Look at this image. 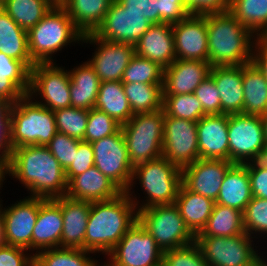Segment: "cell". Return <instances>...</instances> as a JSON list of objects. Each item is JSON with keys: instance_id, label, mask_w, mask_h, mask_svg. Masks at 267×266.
<instances>
[{"instance_id": "17", "label": "cell", "mask_w": 267, "mask_h": 266, "mask_svg": "<svg viewBox=\"0 0 267 266\" xmlns=\"http://www.w3.org/2000/svg\"><path fill=\"white\" fill-rule=\"evenodd\" d=\"M0 210L5 244L32 251V233L39 213V197H28Z\"/></svg>"}, {"instance_id": "57", "label": "cell", "mask_w": 267, "mask_h": 266, "mask_svg": "<svg viewBox=\"0 0 267 266\" xmlns=\"http://www.w3.org/2000/svg\"><path fill=\"white\" fill-rule=\"evenodd\" d=\"M13 104L0 98V121H11L10 110Z\"/></svg>"}, {"instance_id": "37", "label": "cell", "mask_w": 267, "mask_h": 266, "mask_svg": "<svg viewBox=\"0 0 267 266\" xmlns=\"http://www.w3.org/2000/svg\"><path fill=\"white\" fill-rule=\"evenodd\" d=\"M53 6L45 0H6L2 8L23 29L37 25Z\"/></svg>"}, {"instance_id": "65", "label": "cell", "mask_w": 267, "mask_h": 266, "mask_svg": "<svg viewBox=\"0 0 267 266\" xmlns=\"http://www.w3.org/2000/svg\"><path fill=\"white\" fill-rule=\"evenodd\" d=\"M2 5H3V3L0 1V10L2 9Z\"/></svg>"}, {"instance_id": "25", "label": "cell", "mask_w": 267, "mask_h": 266, "mask_svg": "<svg viewBox=\"0 0 267 266\" xmlns=\"http://www.w3.org/2000/svg\"><path fill=\"white\" fill-rule=\"evenodd\" d=\"M219 90L221 114H240L243 111V65L212 66L209 74Z\"/></svg>"}, {"instance_id": "39", "label": "cell", "mask_w": 267, "mask_h": 266, "mask_svg": "<svg viewBox=\"0 0 267 266\" xmlns=\"http://www.w3.org/2000/svg\"><path fill=\"white\" fill-rule=\"evenodd\" d=\"M164 68L137 54L131 58L124 70L122 83L163 84Z\"/></svg>"}, {"instance_id": "48", "label": "cell", "mask_w": 267, "mask_h": 266, "mask_svg": "<svg viewBox=\"0 0 267 266\" xmlns=\"http://www.w3.org/2000/svg\"><path fill=\"white\" fill-rule=\"evenodd\" d=\"M94 166V150L91 143L81 141L78 144L72 164L65 170L67 183L75 176Z\"/></svg>"}, {"instance_id": "28", "label": "cell", "mask_w": 267, "mask_h": 266, "mask_svg": "<svg viewBox=\"0 0 267 266\" xmlns=\"http://www.w3.org/2000/svg\"><path fill=\"white\" fill-rule=\"evenodd\" d=\"M214 204L212 199L188 190L183 184L175 200L185 225L194 236L206 225Z\"/></svg>"}, {"instance_id": "51", "label": "cell", "mask_w": 267, "mask_h": 266, "mask_svg": "<svg viewBox=\"0 0 267 266\" xmlns=\"http://www.w3.org/2000/svg\"><path fill=\"white\" fill-rule=\"evenodd\" d=\"M29 250L3 244L0 246V266H34V255ZM27 254V255H26Z\"/></svg>"}, {"instance_id": "31", "label": "cell", "mask_w": 267, "mask_h": 266, "mask_svg": "<svg viewBox=\"0 0 267 266\" xmlns=\"http://www.w3.org/2000/svg\"><path fill=\"white\" fill-rule=\"evenodd\" d=\"M0 52L22 61L29 69L35 65L29 53L27 31L3 8L0 10Z\"/></svg>"}, {"instance_id": "22", "label": "cell", "mask_w": 267, "mask_h": 266, "mask_svg": "<svg viewBox=\"0 0 267 266\" xmlns=\"http://www.w3.org/2000/svg\"><path fill=\"white\" fill-rule=\"evenodd\" d=\"M211 67L207 61L176 59L164 69L163 95L194 93L209 76Z\"/></svg>"}, {"instance_id": "63", "label": "cell", "mask_w": 267, "mask_h": 266, "mask_svg": "<svg viewBox=\"0 0 267 266\" xmlns=\"http://www.w3.org/2000/svg\"><path fill=\"white\" fill-rule=\"evenodd\" d=\"M260 38L267 40V30L260 36Z\"/></svg>"}, {"instance_id": "12", "label": "cell", "mask_w": 267, "mask_h": 266, "mask_svg": "<svg viewBox=\"0 0 267 266\" xmlns=\"http://www.w3.org/2000/svg\"><path fill=\"white\" fill-rule=\"evenodd\" d=\"M55 63H36L30 69L28 92L31 99L39 95L43 100L35 102L52 111L71 107L69 72Z\"/></svg>"}, {"instance_id": "11", "label": "cell", "mask_w": 267, "mask_h": 266, "mask_svg": "<svg viewBox=\"0 0 267 266\" xmlns=\"http://www.w3.org/2000/svg\"><path fill=\"white\" fill-rule=\"evenodd\" d=\"M229 161L245 164L260 160L265 144L261 116L228 115Z\"/></svg>"}, {"instance_id": "19", "label": "cell", "mask_w": 267, "mask_h": 266, "mask_svg": "<svg viewBox=\"0 0 267 266\" xmlns=\"http://www.w3.org/2000/svg\"><path fill=\"white\" fill-rule=\"evenodd\" d=\"M232 162L222 159H198L182 169V184L190 191L216 201Z\"/></svg>"}, {"instance_id": "50", "label": "cell", "mask_w": 267, "mask_h": 266, "mask_svg": "<svg viewBox=\"0 0 267 266\" xmlns=\"http://www.w3.org/2000/svg\"><path fill=\"white\" fill-rule=\"evenodd\" d=\"M157 5L160 23H178L191 14L184 0H157Z\"/></svg>"}, {"instance_id": "58", "label": "cell", "mask_w": 267, "mask_h": 266, "mask_svg": "<svg viewBox=\"0 0 267 266\" xmlns=\"http://www.w3.org/2000/svg\"><path fill=\"white\" fill-rule=\"evenodd\" d=\"M5 175L6 174V165L0 161V189H1V185L3 184L4 180H5Z\"/></svg>"}, {"instance_id": "53", "label": "cell", "mask_w": 267, "mask_h": 266, "mask_svg": "<svg viewBox=\"0 0 267 266\" xmlns=\"http://www.w3.org/2000/svg\"><path fill=\"white\" fill-rule=\"evenodd\" d=\"M191 14H208L229 10L230 0H184Z\"/></svg>"}, {"instance_id": "23", "label": "cell", "mask_w": 267, "mask_h": 266, "mask_svg": "<svg viewBox=\"0 0 267 266\" xmlns=\"http://www.w3.org/2000/svg\"><path fill=\"white\" fill-rule=\"evenodd\" d=\"M122 191L95 166L67 183L65 196L73 200L98 202L116 198Z\"/></svg>"}, {"instance_id": "21", "label": "cell", "mask_w": 267, "mask_h": 266, "mask_svg": "<svg viewBox=\"0 0 267 266\" xmlns=\"http://www.w3.org/2000/svg\"><path fill=\"white\" fill-rule=\"evenodd\" d=\"M199 156L229 161L228 115H204L197 121Z\"/></svg>"}, {"instance_id": "20", "label": "cell", "mask_w": 267, "mask_h": 266, "mask_svg": "<svg viewBox=\"0 0 267 266\" xmlns=\"http://www.w3.org/2000/svg\"><path fill=\"white\" fill-rule=\"evenodd\" d=\"M63 225L61 197H39V213L32 233V251H37L33 255L46 249L61 248Z\"/></svg>"}, {"instance_id": "55", "label": "cell", "mask_w": 267, "mask_h": 266, "mask_svg": "<svg viewBox=\"0 0 267 266\" xmlns=\"http://www.w3.org/2000/svg\"><path fill=\"white\" fill-rule=\"evenodd\" d=\"M26 94L6 76H0V98L7 100L11 104L24 97Z\"/></svg>"}, {"instance_id": "1", "label": "cell", "mask_w": 267, "mask_h": 266, "mask_svg": "<svg viewBox=\"0 0 267 266\" xmlns=\"http://www.w3.org/2000/svg\"><path fill=\"white\" fill-rule=\"evenodd\" d=\"M6 174L17 178L30 190V197L54 199L65 196L67 191L65 170L47 146L29 145L13 149Z\"/></svg>"}, {"instance_id": "7", "label": "cell", "mask_w": 267, "mask_h": 266, "mask_svg": "<svg viewBox=\"0 0 267 266\" xmlns=\"http://www.w3.org/2000/svg\"><path fill=\"white\" fill-rule=\"evenodd\" d=\"M164 110L134 114L121 125L133 166L162 157Z\"/></svg>"}, {"instance_id": "46", "label": "cell", "mask_w": 267, "mask_h": 266, "mask_svg": "<svg viewBox=\"0 0 267 266\" xmlns=\"http://www.w3.org/2000/svg\"><path fill=\"white\" fill-rule=\"evenodd\" d=\"M80 142L81 140L57 132L47 144V148L60 163L61 167L66 170L72 164Z\"/></svg>"}, {"instance_id": "49", "label": "cell", "mask_w": 267, "mask_h": 266, "mask_svg": "<svg viewBox=\"0 0 267 266\" xmlns=\"http://www.w3.org/2000/svg\"><path fill=\"white\" fill-rule=\"evenodd\" d=\"M245 165L248 168L252 196L267 199V163L257 160Z\"/></svg>"}, {"instance_id": "41", "label": "cell", "mask_w": 267, "mask_h": 266, "mask_svg": "<svg viewBox=\"0 0 267 266\" xmlns=\"http://www.w3.org/2000/svg\"><path fill=\"white\" fill-rule=\"evenodd\" d=\"M54 112L55 123L59 133L83 141L86 132L89 110L68 107Z\"/></svg>"}, {"instance_id": "62", "label": "cell", "mask_w": 267, "mask_h": 266, "mask_svg": "<svg viewBox=\"0 0 267 266\" xmlns=\"http://www.w3.org/2000/svg\"><path fill=\"white\" fill-rule=\"evenodd\" d=\"M260 160L264 163H267V140H265L264 150H263Z\"/></svg>"}, {"instance_id": "64", "label": "cell", "mask_w": 267, "mask_h": 266, "mask_svg": "<svg viewBox=\"0 0 267 266\" xmlns=\"http://www.w3.org/2000/svg\"><path fill=\"white\" fill-rule=\"evenodd\" d=\"M260 266H267V262L262 258Z\"/></svg>"}, {"instance_id": "16", "label": "cell", "mask_w": 267, "mask_h": 266, "mask_svg": "<svg viewBox=\"0 0 267 266\" xmlns=\"http://www.w3.org/2000/svg\"><path fill=\"white\" fill-rule=\"evenodd\" d=\"M82 42L98 46L88 63L96 71L100 81H121L124 70L135 54L134 45L105 41L94 33L83 35Z\"/></svg>"}, {"instance_id": "18", "label": "cell", "mask_w": 267, "mask_h": 266, "mask_svg": "<svg viewBox=\"0 0 267 266\" xmlns=\"http://www.w3.org/2000/svg\"><path fill=\"white\" fill-rule=\"evenodd\" d=\"M172 29L176 59L208 62L206 14H190Z\"/></svg>"}, {"instance_id": "34", "label": "cell", "mask_w": 267, "mask_h": 266, "mask_svg": "<svg viewBox=\"0 0 267 266\" xmlns=\"http://www.w3.org/2000/svg\"><path fill=\"white\" fill-rule=\"evenodd\" d=\"M243 233V212L215 203L206 225L196 236L232 237Z\"/></svg>"}, {"instance_id": "42", "label": "cell", "mask_w": 267, "mask_h": 266, "mask_svg": "<svg viewBox=\"0 0 267 266\" xmlns=\"http://www.w3.org/2000/svg\"><path fill=\"white\" fill-rule=\"evenodd\" d=\"M121 129V124L98 109L89 110L84 142L92 143L111 136Z\"/></svg>"}, {"instance_id": "29", "label": "cell", "mask_w": 267, "mask_h": 266, "mask_svg": "<svg viewBox=\"0 0 267 266\" xmlns=\"http://www.w3.org/2000/svg\"><path fill=\"white\" fill-rule=\"evenodd\" d=\"M68 72L71 79V107L91 110L94 108L101 84L96 71L86 61Z\"/></svg>"}, {"instance_id": "9", "label": "cell", "mask_w": 267, "mask_h": 266, "mask_svg": "<svg viewBox=\"0 0 267 266\" xmlns=\"http://www.w3.org/2000/svg\"><path fill=\"white\" fill-rule=\"evenodd\" d=\"M252 238L246 233L232 237L195 236V243L210 266H260L263 257L254 249Z\"/></svg>"}, {"instance_id": "54", "label": "cell", "mask_w": 267, "mask_h": 266, "mask_svg": "<svg viewBox=\"0 0 267 266\" xmlns=\"http://www.w3.org/2000/svg\"><path fill=\"white\" fill-rule=\"evenodd\" d=\"M11 121H0V161L7 165L13 151Z\"/></svg>"}, {"instance_id": "15", "label": "cell", "mask_w": 267, "mask_h": 266, "mask_svg": "<svg viewBox=\"0 0 267 266\" xmlns=\"http://www.w3.org/2000/svg\"><path fill=\"white\" fill-rule=\"evenodd\" d=\"M151 25L141 13L129 12L117 0H113L94 34L105 41L135 45Z\"/></svg>"}, {"instance_id": "52", "label": "cell", "mask_w": 267, "mask_h": 266, "mask_svg": "<svg viewBox=\"0 0 267 266\" xmlns=\"http://www.w3.org/2000/svg\"><path fill=\"white\" fill-rule=\"evenodd\" d=\"M125 10L141 13L152 24L160 23L157 0H117Z\"/></svg>"}, {"instance_id": "44", "label": "cell", "mask_w": 267, "mask_h": 266, "mask_svg": "<svg viewBox=\"0 0 267 266\" xmlns=\"http://www.w3.org/2000/svg\"><path fill=\"white\" fill-rule=\"evenodd\" d=\"M162 266H210L203 258L200 247L194 242L185 247L163 252Z\"/></svg>"}, {"instance_id": "32", "label": "cell", "mask_w": 267, "mask_h": 266, "mask_svg": "<svg viewBox=\"0 0 267 266\" xmlns=\"http://www.w3.org/2000/svg\"><path fill=\"white\" fill-rule=\"evenodd\" d=\"M244 103L242 114L262 116L267 112V80L254 62L243 64Z\"/></svg>"}, {"instance_id": "33", "label": "cell", "mask_w": 267, "mask_h": 266, "mask_svg": "<svg viewBox=\"0 0 267 266\" xmlns=\"http://www.w3.org/2000/svg\"><path fill=\"white\" fill-rule=\"evenodd\" d=\"M94 108L105 112L121 125L134 115L121 81L101 82Z\"/></svg>"}, {"instance_id": "27", "label": "cell", "mask_w": 267, "mask_h": 266, "mask_svg": "<svg viewBox=\"0 0 267 266\" xmlns=\"http://www.w3.org/2000/svg\"><path fill=\"white\" fill-rule=\"evenodd\" d=\"M252 197L247 166L233 164L225 173L215 203L244 212Z\"/></svg>"}, {"instance_id": "13", "label": "cell", "mask_w": 267, "mask_h": 266, "mask_svg": "<svg viewBox=\"0 0 267 266\" xmlns=\"http://www.w3.org/2000/svg\"><path fill=\"white\" fill-rule=\"evenodd\" d=\"M94 166L122 192H127L132 182L133 168L122 129L115 134L91 143Z\"/></svg>"}, {"instance_id": "3", "label": "cell", "mask_w": 267, "mask_h": 266, "mask_svg": "<svg viewBox=\"0 0 267 266\" xmlns=\"http://www.w3.org/2000/svg\"><path fill=\"white\" fill-rule=\"evenodd\" d=\"M206 26L211 66H240L253 62L257 37L229 11L206 14Z\"/></svg>"}, {"instance_id": "43", "label": "cell", "mask_w": 267, "mask_h": 266, "mask_svg": "<svg viewBox=\"0 0 267 266\" xmlns=\"http://www.w3.org/2000/svg\"><path fill=\"white\" fill-rule=\"evenodd\" d=\"M243 225L249 236L267 234V199L252 197L243 212Z\"/></svg>"}, {"instance_id": "30", "label": "cell", "mask_w": 267, "mask_h": 266, "mask_svg": "<svg viewBox=\"0 0 267 266\" xmlns=\"http://www.w3.org/2000/svg\"><path fill=\"white\" fill-rule=\"evenodd\" d=\"M113 0H65L63 8L83 34L94 33L102 24Z\"/></svg>"}, {"instance_id": "35", "label": "cell", "mask_w": 267, "mask_h": 266, "mask_svg": "<svg viewBox=\"0 0 267 266\" xmlns=\"http://www.w3.org/2000/svg\"><path fill=\"white\" fill-rule=\"evenodd\" d=\"M133 114L163 109V84L123 83Z\"/></svg>"}, {"instance_id": "24", "label": "cell", "mask_w": 267, "mask_h": 266, "mask_svg": "<svg viewBox=\"0 0 267 266\" xmlns=\"http://www.w3.org/2000/svg\"><path fill=\"white\" fill-rule=\"evenodd\" d=\"M135 54L164 69L176 60L172 24H152L134 45Z\"/></svg>"}, {"instance_id": "61", "label": "cell", "mask_w": 267, "mask_h": 266, "mask_svg": "<svg viewBox=\"0 0 267 266\" xmlns=\"http://www.w3.org/2000/svg\"><path fill=\"white\" fill-rule=\"evenodd\" d=\"M53 7H63L65 0H45Z\"/></svg>"}, {"instance_id": "10", "label": "cell", "mask_w": 267, "mask_h": 266, "mask_svg": "<svg viewBox=\"0 0 267 266\" xmlns=\"http://www.w3.org/2000/svg\"><path fill=\"white\" fill-rule=\"evenodd\" d=\"M107 256L103 266H161L163 251L137 220Z\"/></svg>"}, {"instance_id": "4", "label": "cell", "mask_w": 267, "mask_h": 266, "mask_svg": "<svg viewBox=\"0 0 267 266\" xmlns=\"http://www.w3.org/2000/svg\"><path fill=\"white\" fill-rule=\"evenodd\" d=\"M27 36L30 57L36 64L54 63L52 56L69 43L82 41L83 34L63 7H52Z\"/></svg>"}, {"instance_id": "8", "label": "cell", "mask_w": 267, "mask_h": 266, "mask_svg": "<svg viewBox=\"0 0 267 266\" xmlns=\"http://www.w3.org/2000/svg\"><path fill=\"white\" fill-rule=\"evenodd\" d=\"M138 220L163 252L195 242V236L185 225L175 203L140 209Z\"/></svg>"}, {"instance_id": "36", "label": "cell", "mask_w": 267, "mask_h": 266, "mask_svg": "<svg viewBox=\"0 0 267 266\" xmlns=\"http://www.w3.org/2000/svg\"><path fill=\"white\" fill-rule=\"evenodd\" d=\"M228 11L256 37L267 30V0H230Z\"/></svg>"}, {"instance_id": "60", "label": "cell", "mask_w": 267, "mask_h": 266, "mask_svg": "<svg viewBox=\"0 0 267 266\" xmlns=\"http://www.w3.org/2000/svg\"><path fill=\"white\" fill-rule=\"evenodd\" d=\"M263 129H264V137L267 140V112L261 116Z\"/></svg>"}, {"instance_id": "26", "label": "cell", "mask_w": 267, "mask_h": 266, "mask_svg": "<svg viewBox=\"0 0 267 266\" xmlns=\"http://www.w3.org/2000/svg\"><path fill=\"white\" fill-rule=\"evenodd\" d=\"M91 202L61 197L63 231L61 248H78L85 250L86 226L90 213Z\"/></svg>"}, {"instance_id": "59", "label": "cell", "mask_w": 267, "mask_h": 266, "mask_svg": "<svg viewBox=\"0 0 267 266\" xmlns=\"http://www.w3.org/2000/svg\"><path fill=\"white\" fill-rule=\"evenodd\" d=\"M5 244L4 241V227H3V217L0 210V246Z\"/></svg>"}, {"instance_id": "6", "label": "cell", "mask_w": 267, "mask_h": 266, "mask_svg": "<svg viewBox=\"0 0 267 266\" xmlns=\"http://www.w3.org/2000/svg\"><path fill=\"white\" fill-rule=\"evenodd\" d=\"M25 95L12 105L11 143L13 149L29 145L47 146L58 132L54 112Z\"/></svg>"}, {"instance_id": "2", "label": "cell", "mask_w": 267, "mask_h": 266, "mask_svg": "<svg viewBox=\"0 0 267 266\" xmlns=\"http://www.w3.org/2000/svg\"><path fill=\"white\" fill-rule=\"evenodd\" d=\"M137 220L135 202L127 192L111 200L91 202L85 250L107 255Z\"/></svg>"}, {"instance_id": "56", "label": "cell", "mask_w": 267, "mask_h": 266, "mask_svg": "<svg viewBox=\"0 0 267 266\" xmlns=\"http://www.w3.org/2000/svg\"><path fill=\"white\" fill-rule=\"evenodd\" d=\"M253 50V62L263 72L267 80V40L257 37Z\"/></svg>"}, {"instance_id": "5", "label": "cell", "mask_w": 267, "mask_h": 266, "mask_svg": "<svg viewBox=\"0 0 267 266\" xmlns=\"http://www.w3.org/2000/svg\"><path fill=\"white\" fill-rule=\"evenodd\" d=\"M136 179H139L141 187L145 190L144 193L147 194L146 202L141 203L140 206H138L140 202L130 192ZM181 184L182 169L161 157L134 166L132 182L127 194L135 202L138 211L156 205L174 204Z\"/></svg>"}, {"instance_id": "38", "label": "cell", "mask_w": 267, "mask_h": 266, "mask_svg": "<svg viewBox=\"0 0 267 266\" xmlns=\"http://www.w3.org/2000/svg\"><path fill=\"white\" fill-rule=\"evenodd\" d=\"M93 252L78 248H53L34 255V266H103L87 255Z\"/></svg>"}, {"instance_id": "45", "label": "cell", "mask_w": 267, "mask_h": 266, "mask_svg": "<svg viewBox=\"0 0 267 266\" xmlns=\"http://www.w3.org/2000/svg\"><path fill=\"white\" fill-rule=\"evenodd\" d=\"M0 76L11 79L26 95L30 89V69L20 60L0 52Z\"/></svg>"}, {"instance_id": "14", "label": "cell", "mask_w": 267, "mask_h": 266, "mask_svg": "<svg viewBox=\"0 0 267 266\" xmlns=\"http://www.w3.org/2000/svg\"><path fill=\"white\" fill-rule=\"evenodd\" d=\"M162 157L180 169L200 159L197 122L165 116Z\"/></svg>"}, {"instance_id": "47", "label": "cell", "mask_w": 267, "mask_h": 266, "mask_svg": "<svg viewBox=\"0 0 267 266\" xmlns=\"http://www.w3.org/2000/svg\"><path fill=\"white\" fill-rule=\"evenodd\" d=\"M194 95L201 102L203 111L207 115L221 114L219 90L216 88V84L210 75L195 89Z\"/></svg>"}, {"instance_id": "40", "label": "cell", "mask_w": 267, "mask_h": 266, "mask_svg": "<svg viewBox=\"0 0 267 266\" xmlns=\"http://www.w3.org/2000/svg\"><path fill=\"white\" fill-rule=\"evenodd\" d=\"M163 110L165 116L187 119L194 122L207 115L194 93L163 95Z\"/></svg>"}]
</instances>
